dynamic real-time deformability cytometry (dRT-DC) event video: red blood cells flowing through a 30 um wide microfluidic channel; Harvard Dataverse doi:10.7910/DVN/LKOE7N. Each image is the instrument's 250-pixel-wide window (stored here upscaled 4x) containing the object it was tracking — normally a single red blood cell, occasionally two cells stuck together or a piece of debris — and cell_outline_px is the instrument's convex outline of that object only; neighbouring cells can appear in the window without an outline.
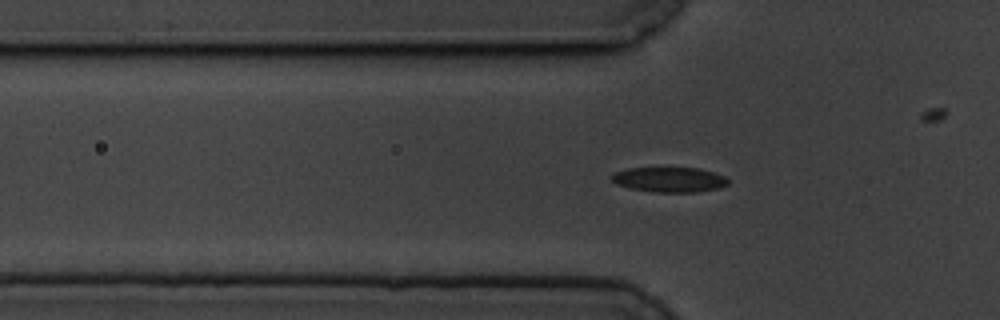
{"species": "common noctule bat (a hibernating species)", "species_latin": "Nyctalus noctula", "temperature_condition": "cold", "stored_images_in_passage": 40, "camera_frame_rate_fps": 3000, "um_per_image_px": 0.085, "animal": {"sex": "male", "body_mass_g": 19.5, "forearm_length_mm": 54.6}, "frame": {"image": 1, "passage_image": 6, "time_ms": 1.667, "image_size_px": [1000, 320], "cell_outline_px": [[728, 184], [720, 188], [696, 192], [652, 192], [628, 188], [616, 184], [608, 176], [616, 172], [628, 168], [664, 164], [700, 168], [724, 176], [728, 180]], "centroid_in_image_um": [56.84, 15.21], "position_along_channel_um": 69.0, "area_um2": 18.09}}
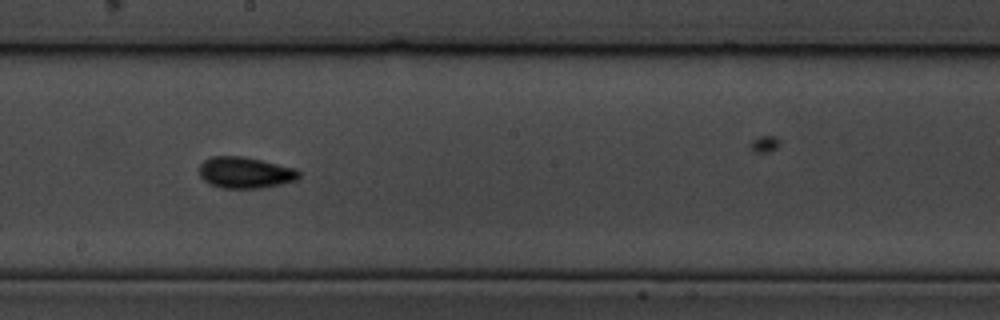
{"frame": {"image": 2, "passage_image": 20, "time_ms": 6.333, "image_size_px": [1000, 320], "cell_outline_px": [[300, 176], [296, 180], [280, 184], [260, 188], [224, 188], [208, 184], [200, 176], [200, 164], [204, 160], [212, 156], [240, 156], [260, 160], [296, 168], [300, 172]], "centroid_in_image_um": [20.83, 14.67], "position_along_channel_um": 227.4, "area_um2": 18.09}}
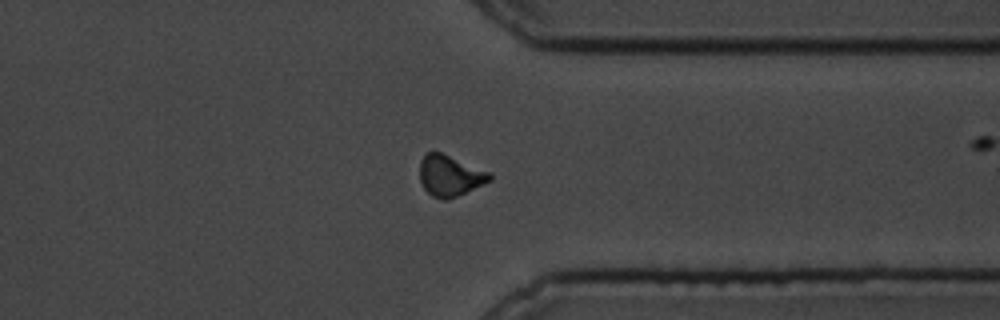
{"frame": {"image": 3, "passage_image": 33, "time_ms": 10.667, "image_size_px": [1000, 320], "cell_outline_px": [[492, 180], [448, 200], [444, 200], [432, 196], [424, 188], [420, 180], [420, 160], [428, 152], [440, 152], [492, 172]], "centroid_in_image_um": [38.26, 14.93], "position_along_channel_um": 373.1, "area_um2": 16.7}}